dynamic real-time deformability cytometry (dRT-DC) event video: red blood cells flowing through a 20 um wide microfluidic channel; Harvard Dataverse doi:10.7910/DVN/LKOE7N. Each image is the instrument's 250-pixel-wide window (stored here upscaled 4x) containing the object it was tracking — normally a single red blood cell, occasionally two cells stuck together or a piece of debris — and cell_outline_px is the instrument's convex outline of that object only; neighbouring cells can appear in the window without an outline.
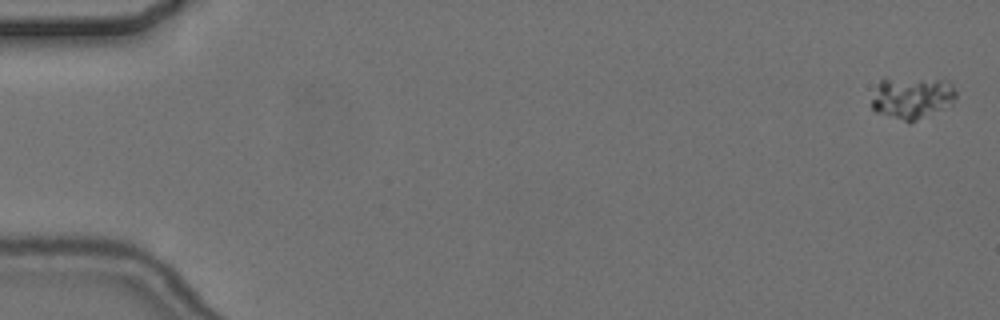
{"species": "common noctule bat (a hibernating species)", "species_latin": "Nyctalus noctula", "temperature_condition": "cold", "stored_images_in_passage": 5, "camera_frame_rate_fps": 3000, "um_per_image_px": 0.085, "animal": {"sex": "female", "body_mass_g": 24.6, "forearm_length_mm": 56.2}, "frame": {"image": 1, "passage_image": 1, "time_ms": 0.0, "image_size_px": [1000, 320], "cell_outline_px": [[956, 100], [952, 104], [908, 124], [876, 112], [872, 108], [872, 100], [880, 80], [884, 76], [948, 80], [952, 84], [956, 92]], "centroid_in_image_um": [77.51, 8.29], "position_along_channel_um": 7.5, "area_um2": 21.21}}